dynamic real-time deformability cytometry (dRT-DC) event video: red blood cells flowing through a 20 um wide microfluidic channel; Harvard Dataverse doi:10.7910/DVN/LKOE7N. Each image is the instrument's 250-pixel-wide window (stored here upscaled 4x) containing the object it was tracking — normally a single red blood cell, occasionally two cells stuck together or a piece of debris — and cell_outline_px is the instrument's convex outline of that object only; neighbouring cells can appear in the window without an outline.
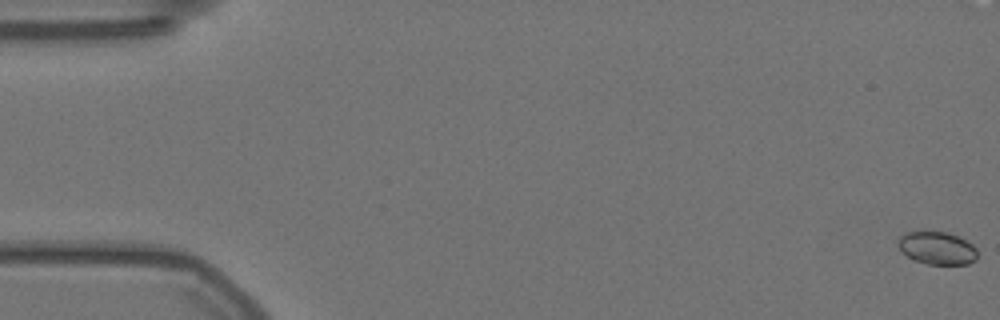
{"species": "Egyptian fruit bat (a non-hibernating species)", "species_latin": "Rousettus aegyptiacus", "temperature_condition": "warm", "stored_images_in_passage": 58, "camera_frame_rate_fps": 3000, "um_per_image_px": 0.085, "animal": {"sex": "female"}, "frame": {"image": 1, "passage_image": 1, "time_ms": 0.0, "image_size_px": [1000, 320], "cell_outline_px": [[976, 260], [968, 264], [928, 264], [912, 260], [896, 244], [900, 236], [904, 232], [944, 232], [956, 236], [972, 244], [976, 248]], "centroid_in_image_um": [79.63, 21.1], "position_along_channel_um": 5.4, "area_um2": 14.97}}
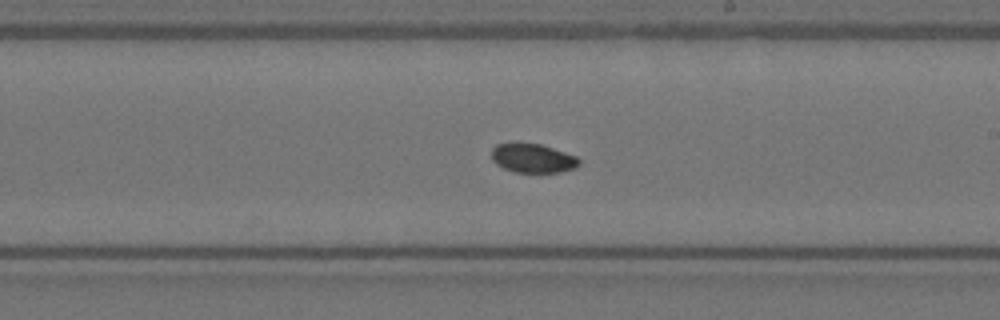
{"frame": {"image": 2, "passage_image": 34, "time_ms": 11.0, "image_size_px": [1000, 320], "cell_outline_px": [[580, 164], [576, 168], [560, 172], [516, 172], [504, 168], [496, 164], [492, 160], [492, 148], [496, 144], [540, 144], [576, 156], [580, 160]], "centroid_in_image_um": [45.3, 13.46], "position_along_channel_um": 243.7, "area_um2": 14.57}}
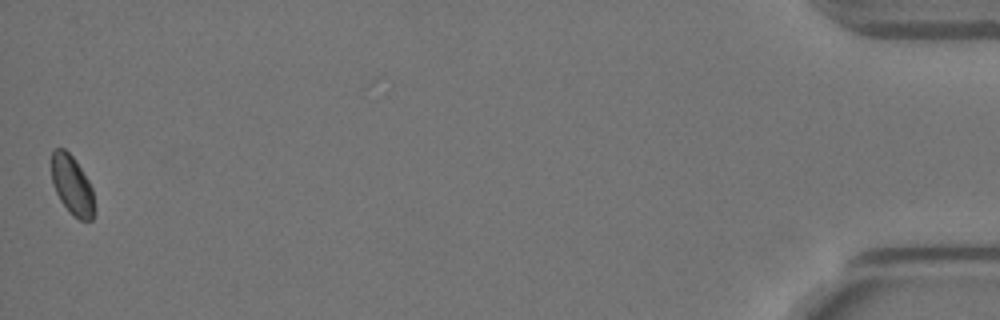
{"frame": {"image": 3, "passage_image": 58, "time_ms": 19.0, "image_size_px": [1000, 320], "cell_outline_px": [[92, 220], [80, 220], [72, 216], [68, 212], [60, 200], [52, 184], [52, 152], [56, 148], [64, 148], [76, 160], [88, 180], [92, 188]], "centroid_in_image_um": [6.09, 15.73], "position_along_channel_um": 429.1, "area_um2": 14.57}}